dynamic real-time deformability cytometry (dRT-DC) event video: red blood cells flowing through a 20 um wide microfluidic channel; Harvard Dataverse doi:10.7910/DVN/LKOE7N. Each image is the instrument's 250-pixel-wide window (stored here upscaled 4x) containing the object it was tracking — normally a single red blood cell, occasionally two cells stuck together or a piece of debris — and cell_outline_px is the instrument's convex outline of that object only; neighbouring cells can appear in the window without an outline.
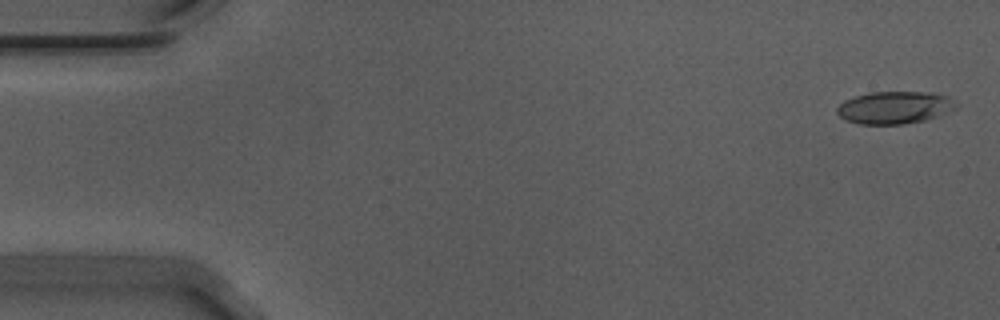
{"species": "Egyptian fruit bat (a non-hibernating species)", "species_latin": "Rousettus aegyptiacus", "temperature_condition": "warm", "stored_images_in_passage": 56, "camera_frame_rate_fps": 3000, "um_per_image_px": 0.085, "animal": {"sex": "male"}, "frame": {"image": 1, "passage_image": 2, "time_ms": 0.333, "image_size_px": [1000, 320], "cell_outline_px": [[960, 104], [956, 108], [948, 112], [924, 120], [904, 124], [860, 124], [844, 120], [836, 112], [836, 108], [844, 100], [868, 92], [936, 92], [948, 96], [956, 100]], "centroid_in_image_um": [76.07, 9.13], "position_along_channel_um": 8.9, "area_um2": 22.77}}
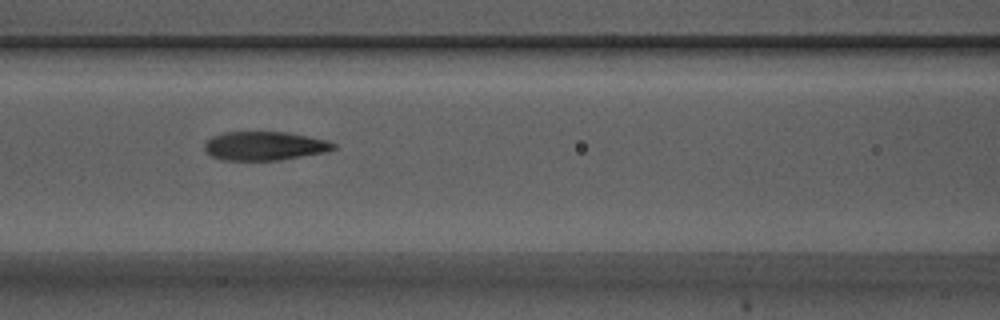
{"frame": {"image": 2, "passage_image": 24, "time_ms": 7.667, "image_size_px": [1000, 320], "cell_outline_px": [[336, 148], [324, 152], [280, 160], [220, 160], [212, 156], [204, 148], [204, 144], [212, 136], [224, 132], [288, 132], [328, 140], [336, 144]], "centroid_in_image_um": [22.49, 12.4], "position_along_channel_um": 144.1, "area_um2": 21.62}}
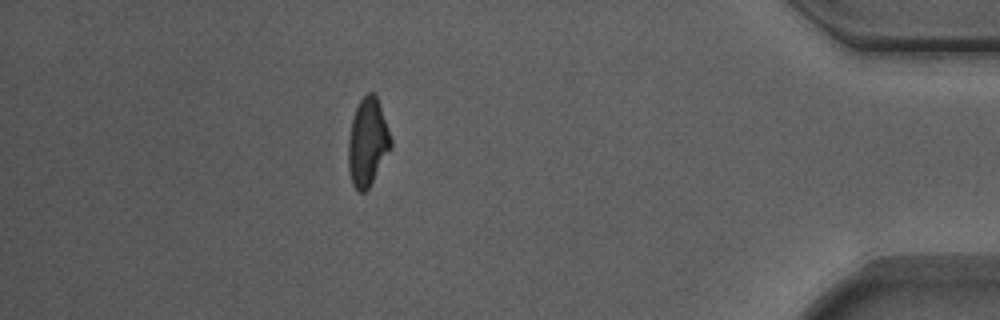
{"frame": {"image": 3, "passage_image": 49, "time_ms": 16.0, "image_size_px": [1000, 320], "cell_outline_px": [[392, 148], [368, 188], [364, 192], [356, 192], [352, 184], [348, 168], [348, 140], [352, 120], [356, 108], [360, 100], [368, 92], [372, 92], [376, 96], [380, 104], [392, 140]], "centroid_in_image_um": [31.25, 12.11], "position_along_channel_um": 404.0, "area_um2": 21.79}, "authors_computed_cell_mechanics": {"area_um2": 22.3108, "velocity_mm_per_s": 3.7137, "shape_relaxation_time_tau1_ms": 4.621, "shape_relaxation_time_tau2_ms": 1.8263, "deformation_change_tau1": 0.1936, "deformation_change_tau2": 0.0944}}